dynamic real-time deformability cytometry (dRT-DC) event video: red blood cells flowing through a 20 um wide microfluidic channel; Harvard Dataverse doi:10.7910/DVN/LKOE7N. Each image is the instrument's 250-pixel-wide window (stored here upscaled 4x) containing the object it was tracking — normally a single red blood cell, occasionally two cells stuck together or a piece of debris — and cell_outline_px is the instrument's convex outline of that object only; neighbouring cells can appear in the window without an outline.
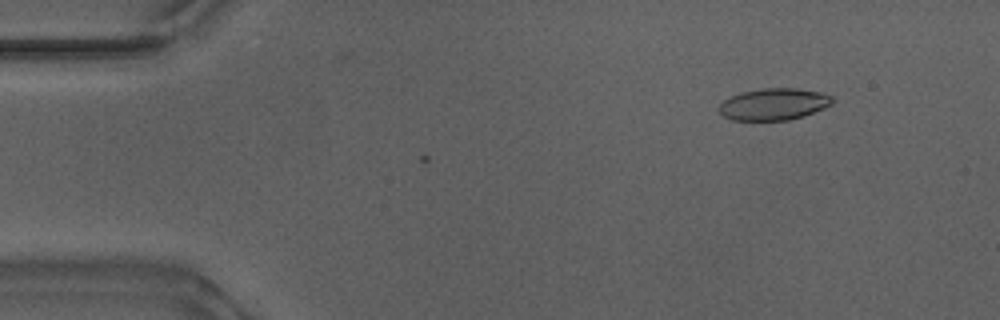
{"species": "Egyptian fruit bat (a non-hibernating species)", "species_latin": "Rousettus aegyptiacus", "temperature_condition": "warm", "stored_images_in_passage": 3, "camera_frame_rate_fps": 3000, "um_per_image_px": 0.085, "animal": {"sex": "male"}, "frame": {"image": 1, "passage_image": 3, "time_ms": 0.667, "image_size_px": [1000, 320], "cell_outline_px": [[836, 100], [832, 104], [824, 108], [804, 116], [788, 120], [732, 120], [724, 116], [716, 108], [724, 100], [732, 96], [744, 92], [764, 88], [796, 88], [820, 92], [832, 96]], "centroid_in_image_um": [65.8, 8.86], "position_along_channel_um": 19.2, "area_um2": 20.98}}